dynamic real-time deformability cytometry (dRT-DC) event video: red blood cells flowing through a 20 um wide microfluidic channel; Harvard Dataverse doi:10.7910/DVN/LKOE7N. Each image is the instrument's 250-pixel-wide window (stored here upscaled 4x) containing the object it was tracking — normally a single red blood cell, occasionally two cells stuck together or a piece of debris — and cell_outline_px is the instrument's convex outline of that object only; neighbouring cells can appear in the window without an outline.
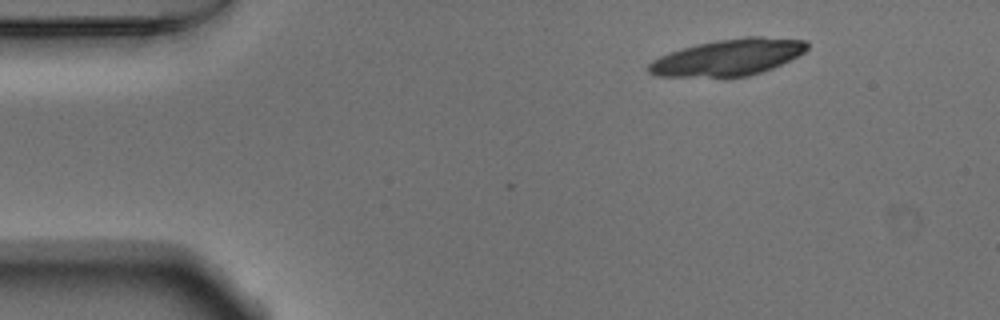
{"species": "Egyptian fruit bat (a non-hibernating species)", "species_latin": "Rousettus aegyptiacus", "temperature_condition": "warm", "stored_images_in_passage": 4, "camera_frame_rate_fps": 3000, "um_per_image_px": 0.085, "animal": {"sex": "male"}, "frame": {"image": 1, "passage_image": 1, "time_ms": 0.0, "image_size_px": [1000, 320], "cell_outline_px": [[808, 48], [804, 52], [772, 68], [748, 76], [724, 80], [656, 76], [648, 72], [648, 64], [652, 60], [668, 52], [680, 48], [696, 44], [716, 40], [748, 36], [764, 36], [804, 40], [808, 44]], "centroid_in_image_um": [61.81, 4.92], "position_along_channel_um": 23.2, "area_um2": 34.8}}